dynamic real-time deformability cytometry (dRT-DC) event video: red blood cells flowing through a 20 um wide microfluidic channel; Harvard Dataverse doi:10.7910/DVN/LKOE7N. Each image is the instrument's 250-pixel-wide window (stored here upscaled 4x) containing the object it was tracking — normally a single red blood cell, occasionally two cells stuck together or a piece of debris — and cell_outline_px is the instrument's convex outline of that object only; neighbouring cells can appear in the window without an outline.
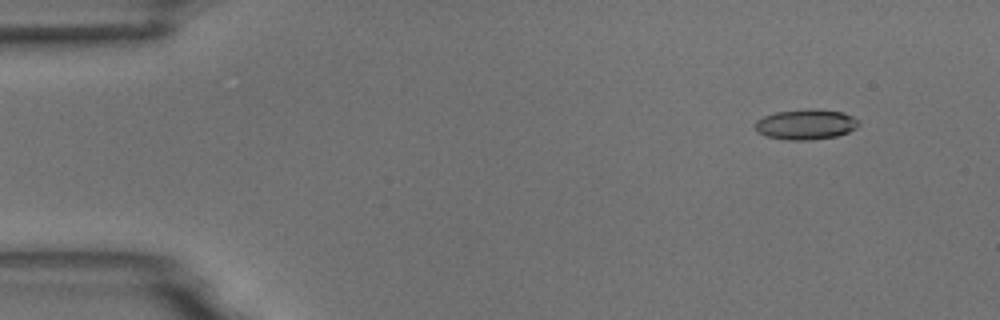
{"species": "common noctule bat (a hibernating species)", "species_latin": "Nyctalus noctula", "temperature_condition": "room temperature", "stored_images_in_passage": 3, "segment_of_instrument_passage": [2, 2], "camera_frame_rate_fps": 3000, "um_per_image_px": 0.085, "animal": {"sex": "male", "body_mass_g": 18.8}, "frame": {"image": 1, "passage_image": 3, "time_ms": 2.333, "image_size_px": [1000, 320], "cell_outline_px": [[860, 124], [856, 128], [848, 132], [836, 136], [808, 140], [788, 140], [764, 136], [756, 132], [756, 120], [764, 116], [776, 112], [808, 108], [816, 108], [844, 112], [860, 120]], "centroid_in_image_um": [68.51, 10.56], "position_along_channel_um": 16.5, "area_um2": 18.55}}